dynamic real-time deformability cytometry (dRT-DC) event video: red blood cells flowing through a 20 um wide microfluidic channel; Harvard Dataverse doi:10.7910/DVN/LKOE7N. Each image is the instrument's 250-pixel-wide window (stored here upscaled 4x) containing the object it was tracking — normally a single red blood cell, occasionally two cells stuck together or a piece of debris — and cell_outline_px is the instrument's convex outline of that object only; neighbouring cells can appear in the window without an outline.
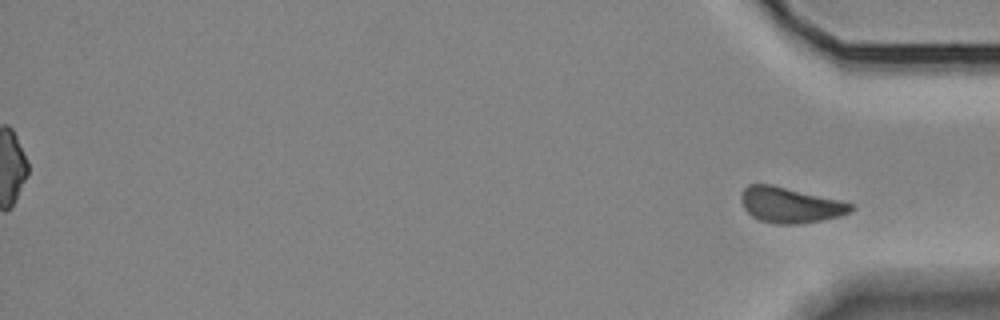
{"species": "Egyptian fruit bat (a non-hibernating species)", "species_latin": "Rousettus aegyptiacus", "temperature_condition": "room temperature", "stored_images_in_passage": 31, "segment_of_instrument_passage": [2, 2], "camera_frame_rate_fps": 3000, "um_per_image_px": 0.085, "animal": {"sex": "female"}, "frame": {"image": 1, "passage_image": 31, "time_ms": 10.0, "image_size_px": [1000, 320], "cell_outline_px": [[856, 208], [852, 212], [840, 216], [800, 224], [776, 224], [760, 220], [752, 216], [744, 208], [740, 200], [740, 196], [744, 188], [748, 184], [772, 184], [840, 200], [856, 204]], "centroid_in_image_um": [67.19, 17.42], "position_along_channel_um": 368.0, "area_um2": 22.95}}